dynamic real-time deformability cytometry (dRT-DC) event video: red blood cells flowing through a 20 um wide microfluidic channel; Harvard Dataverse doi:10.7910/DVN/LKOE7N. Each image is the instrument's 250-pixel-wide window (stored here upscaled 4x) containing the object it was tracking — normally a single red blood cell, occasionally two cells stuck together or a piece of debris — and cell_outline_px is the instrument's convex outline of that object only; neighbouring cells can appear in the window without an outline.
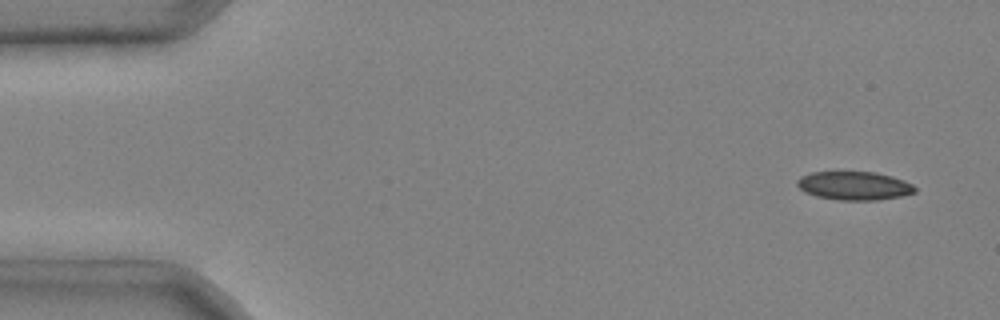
{"species": "common noctule bat (a hibernating species)", "species_latin": "Nyctalus noctula", "temperature_condition": "cold", "stored_images_in_passage": 4, "camera_frame_rate_fps": 3000, "um_per_image_px": 0.085, "animal": {"sex": "male", "body_mass_g": 20.4}, "frame": {"image": 1, "passage_image": 1, "time_ms": 0.0, "image_size_px": [1000, 320], "cell_outline_px": [[916, 192], [900, 196], [876, 200], [836, 200], [816, 196], [804, 192], [796, 184], [796, 180], [800, 176], [812, 172], [876, 172], [892, 176], [904, 180], [912, 184], [916, 188]], "centroid_in_image_um": [72.59, 15.78], "position_along_channel_um": 12.4, "area_um2": 19.65}}
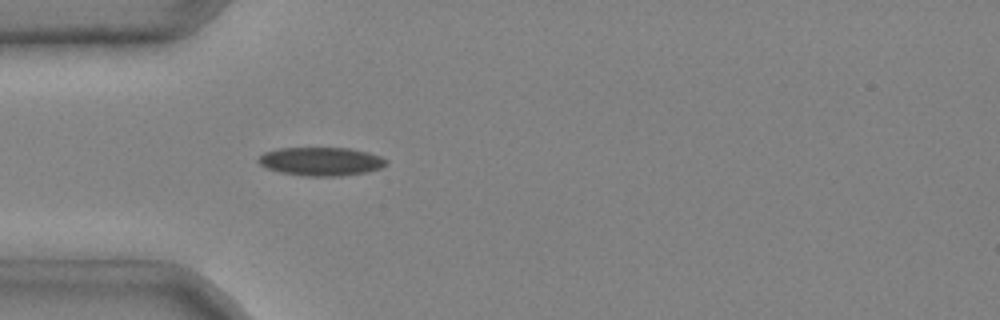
{"frame": {"image": 2, "passage_image": 4, "time_ms": 1.0, "image_size_px": [1000, 320], "cell_outline_px": [[388, 164], [380, 168], [368, 172], [340, 176], [304, 176], [280, 172], [268, 168], [260, 164], [256, 160], [264, 152], [280, 148], [348, 148], [368, 152], [380, 156], [388, 160]], "centroid_in_image_um": [27.31, 13.72], "position_along_channel_um": 57.7, "area_um2": 21.27}}